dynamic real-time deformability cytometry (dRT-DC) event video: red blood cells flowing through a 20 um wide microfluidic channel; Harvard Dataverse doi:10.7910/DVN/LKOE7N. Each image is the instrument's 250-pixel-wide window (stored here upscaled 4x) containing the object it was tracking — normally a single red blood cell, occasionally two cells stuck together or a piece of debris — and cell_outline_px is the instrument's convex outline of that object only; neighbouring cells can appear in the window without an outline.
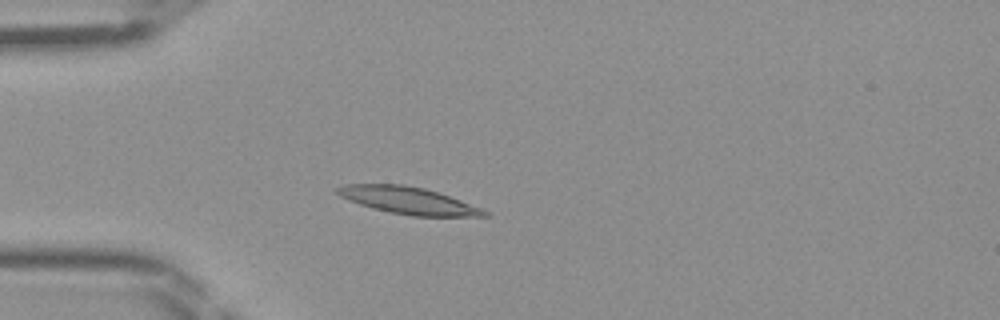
{"species": "Egyptian fruit bat (a non-hibernating species)", "species_latin": "Rousettus aegyptiacus", "temperature_condition": "room temperature", "stored_images_in_passage": 34, "camera_frame_rate_fps": 3000, "um_per_image_px": 0.085, "frame": {"image": 1, "passage_image": 1, "time_ms": 0.0, "image_size_px": [1000, 320], "cell_outline_px": [[488, 216], [412, 216], [388, 212], [372, 208], [348, 200], [340, 196], [332, 188], [348, 184], [404, 184], [424, 188], [460, 200], [480, 208], [488, 212]], "centroid_in_image_um": [34.63, 17.03], "position_along_channel_um": 50.4, "area_um2": 23.0}}
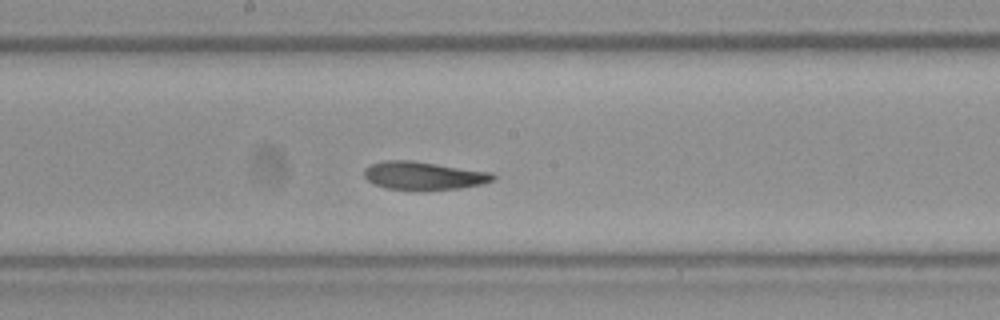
{"frame": {"image": 2, "passage_image": 13, "time_ms": 4.0, "image_size_px": [1000, 320], "cell_outline_px": [[496, 176], [492, 180], [484, 184], [460, 188], [388, 188], [372, 184], [364, 176], [364, 168], [368, 164], [384, 160], [412, 160], [492, 172]], "centroid_in_image_um": [35.99, 14.89], "position_along_channel_um": 212.2, "area_um2": 20.75}}
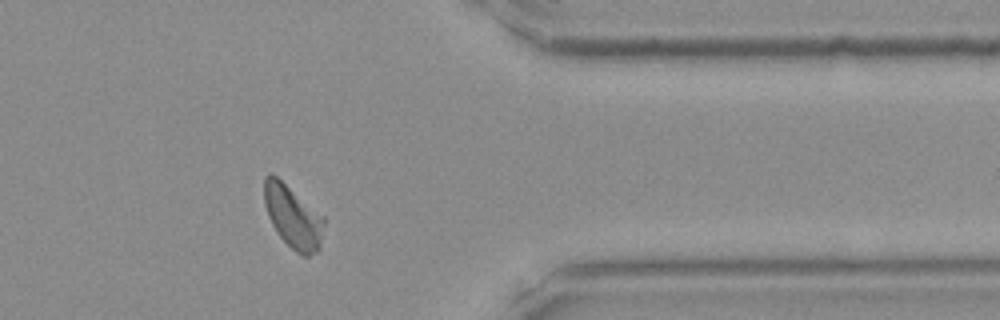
{"frame": {"image": 3, "passage_image": 26, "time_ms": 8.333, "image_size_px": [1000, 320], "cell_outline_px": [[324, 224], [320, 248], [316, 252], [308, 256], [304, 256], [296, 252], [276, 232], [268, 216], [264, 204], [264, 176], [268, 172], [276, 176], [324, 216]], "centroid_in_image_um": [24.89, 18.42], "position_along_channel_um": 386.5, "area_um2": 21.73}}